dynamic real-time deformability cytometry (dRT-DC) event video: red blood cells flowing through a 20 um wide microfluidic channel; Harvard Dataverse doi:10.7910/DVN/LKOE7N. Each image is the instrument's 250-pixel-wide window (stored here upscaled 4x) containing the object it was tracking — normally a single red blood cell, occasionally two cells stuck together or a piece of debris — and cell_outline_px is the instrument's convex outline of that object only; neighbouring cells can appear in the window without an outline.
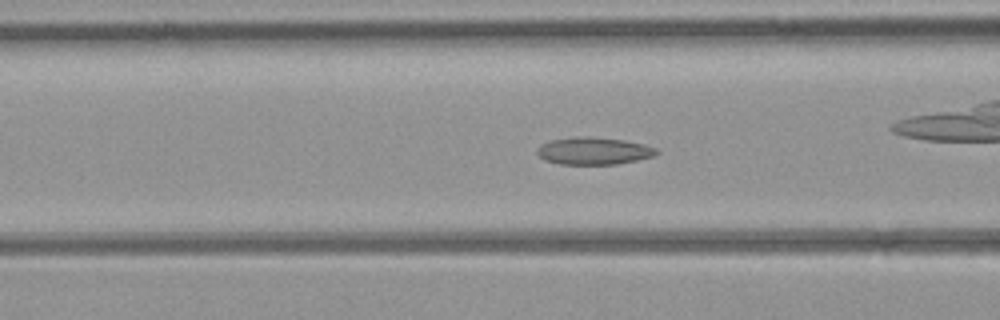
{"species": "common noctule bat (a hibernating species)", "species_latin": "Nyctalus noctula", "temperature_condition": "room temperature", "stored_images_in_passage": 45, "camera_frame_rate_fps": 3000, "um_per_image_px": 0.085, "animal": {"sex": "female", "body_mass_g": 21.9}, "frame": {"image": 1, "passage_image": 20, "time_ms": 6.333, "image_size_px": [1000, 320], "cell_outline_px": [[660, 152], [652, 156], [636, 160], [616, 164], [560, 164], [544, 160], [536, 152], [536, 148], [540, 144], [552, 140], [576, 136], [588, 136], [624, 140], [644, 144], [656, 148]], "centroid_in_image_um": [50.44, 12.82], "position_along_channel_um": 116.2, "area_um2": 19.02}}
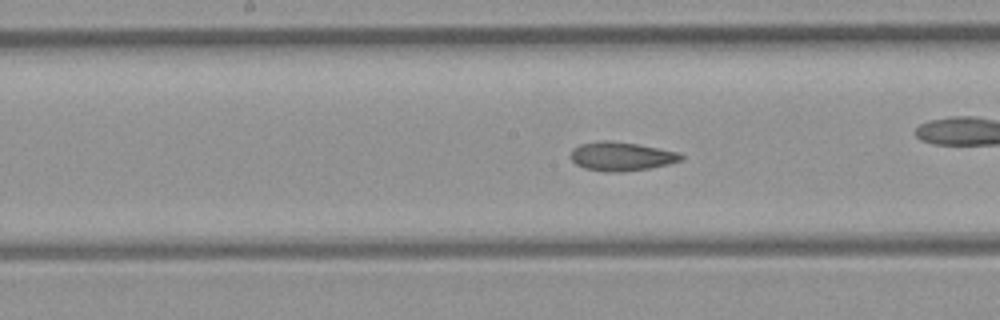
{"frame": {"image": 2, "passage_image": 26, "time_ms": 8.333, "image_size_px": [1000, 320], "cell_outline_px": [[684, 156], [680, 160], [668, 164], [648, 168], [620, 172], [604, 172], [584, 168], [576, 164], [572, 160], [572, 148], [580, 144], [596, 140], [612, 140], [636, 144], [680, 152]], "centroid_in_image_um": [52.79, 13.28], "position_along_channel_um": 195.4, "area_um2": 18.55}, "authors_computed_cell_mechanics": {"area_um2": 19.4208, "velocity_mm_per_s": 3.9416, "shape_relaxation_time_tau1_ms": null, "shape_relaxation_time_tau2_ms": 2.5477, "deformation_change_tau1": null, "deformation_change_tau2": 0.086}}